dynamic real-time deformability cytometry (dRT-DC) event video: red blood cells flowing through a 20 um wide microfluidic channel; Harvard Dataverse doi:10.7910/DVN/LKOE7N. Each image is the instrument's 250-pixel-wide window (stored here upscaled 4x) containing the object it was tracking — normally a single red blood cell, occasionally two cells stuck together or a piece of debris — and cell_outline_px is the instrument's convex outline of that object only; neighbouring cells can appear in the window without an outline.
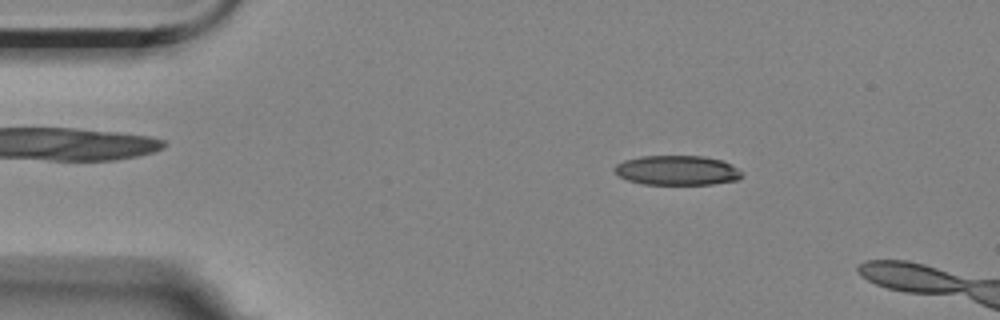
{"species": "Egyptian fruit bat (a non-hibernating species)", "species_latin": "Rousettus aegyptiacus", "temperature_condition": "room temperature", "stored_images_in_passage": 4, "camera_frame_rate_fps": 3000, "um_per_image_px": 0.085, "animal": {"sex": "female"}, "frame": {"image": 1, "passage_image": 2, "time_ms": 1.0, "image_size_px": [1000, 320], "cell_outline_px": [[744, 176], [740, 180], [712, 184], [644, 184], [628, 180], [620, 176], [612, 168], [616, 164], [624, 160], [640, 156], [704, 156], [720, 160], [744, 172]], "centroid_in_image_um": [57.57, 14.48], "position_along_channel_um": 27.4, "area_um2": 22.02}}